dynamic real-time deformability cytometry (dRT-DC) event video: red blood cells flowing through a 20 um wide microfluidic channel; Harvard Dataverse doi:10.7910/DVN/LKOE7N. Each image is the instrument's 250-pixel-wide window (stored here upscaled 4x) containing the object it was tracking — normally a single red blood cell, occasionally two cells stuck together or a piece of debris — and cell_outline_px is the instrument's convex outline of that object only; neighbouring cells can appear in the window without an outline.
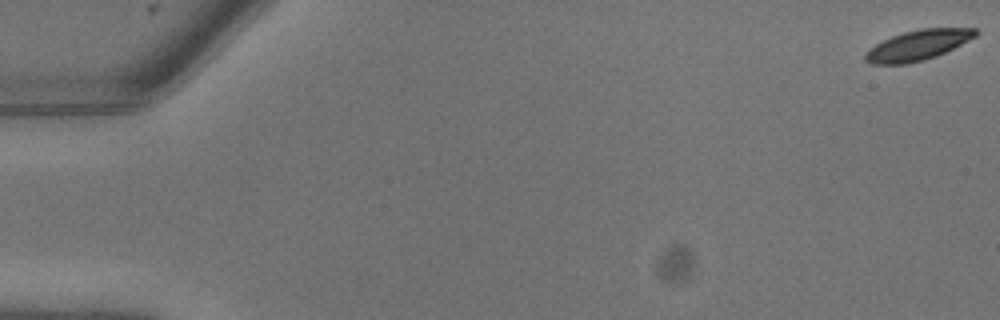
{"species": "common noctule bat (a hibernating species)", "species_latin": "Nyctalus noctula", "temperature_condition": "warm", "stored_images_in_passage": 10, "camera_frame_rate_fps": 3000, "um_per_image_px": 0.085, "animal": {"sex": "male", "body_mass_g": 13.3}, "frame": {"image": 1, "passage_image": 1, "time_ms": 0.0, "image_size_px": [1000, 320], "cell_outline_px": [[976, 36], [936, 56], [924, 60], [908, 64], [872, 64], [864, 60], [864, 56], [876, 44], [892, 36], [904, 32], [920, 28], [976, 28]], "centroid_in_image_um": [78.0, 3.84], "position_along_channel_um": 7.0, "area_um2": 19.02}}
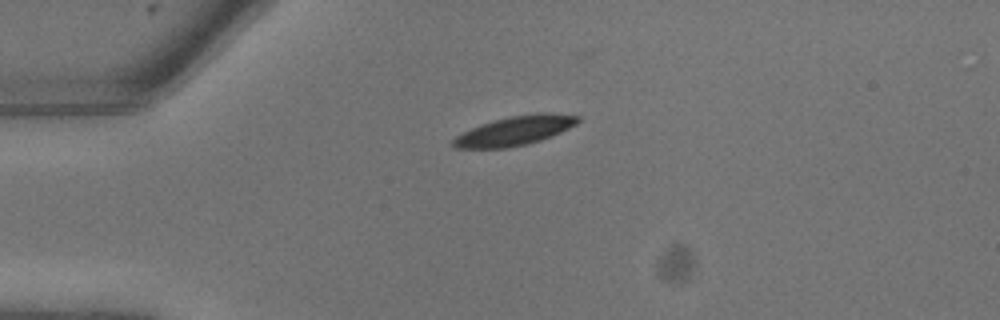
{"frame": {"image": 2, "passage_image": 7, "time_ms": 2.0, "image_size_px": [1000, 320], "cell_outline_px": [[580, 120], [576, 124], [560, 132], [540, 140], [508, 148], [452, 148], [452, 140], [456, 136], [472, 128], [492, 120], [512, 116], [536, 112], [552, 112], [580, 116]], "centroid_in_image_um": [43.77, 11.1], "position_along_channel_um": 41.2, "area_um2": 21.15}}